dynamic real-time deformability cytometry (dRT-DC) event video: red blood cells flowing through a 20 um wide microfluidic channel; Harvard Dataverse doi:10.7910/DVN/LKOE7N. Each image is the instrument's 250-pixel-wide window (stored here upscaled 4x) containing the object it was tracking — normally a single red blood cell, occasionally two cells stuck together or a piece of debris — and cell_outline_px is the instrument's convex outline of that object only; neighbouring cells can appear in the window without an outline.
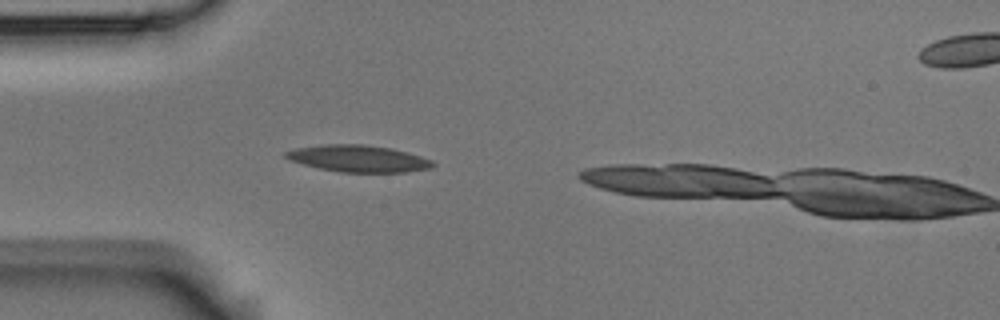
{"species": "Egyptian fruit bat (a non-hibernating species)", "species_latin": "Rousettus aegyptiacus", "temperature_condition": "room temperature", "stored_images_in_passage": 3, "camera_frame_rate_fps": 3000, "um_per_image_px": 0.085, "animal": {"sex": "male"}, "frame": {"image": 1, "passage_image": 3, "time_ms": 0.667, "image_size_px": [1000, 320], "cell_outline_px": [[436, 164], [432, 168], [404, 172], [340, 172], [320, 168], [288, 160], [284, 156], [284, 152], [296, 148], [320, 144], [364, 144], [392, 148], [420, 156], [432, 160]], "centroid_in_image_um": [30.45, 13.47], "position_along_channel_um": 54.5, "area_um2": 23.0}}